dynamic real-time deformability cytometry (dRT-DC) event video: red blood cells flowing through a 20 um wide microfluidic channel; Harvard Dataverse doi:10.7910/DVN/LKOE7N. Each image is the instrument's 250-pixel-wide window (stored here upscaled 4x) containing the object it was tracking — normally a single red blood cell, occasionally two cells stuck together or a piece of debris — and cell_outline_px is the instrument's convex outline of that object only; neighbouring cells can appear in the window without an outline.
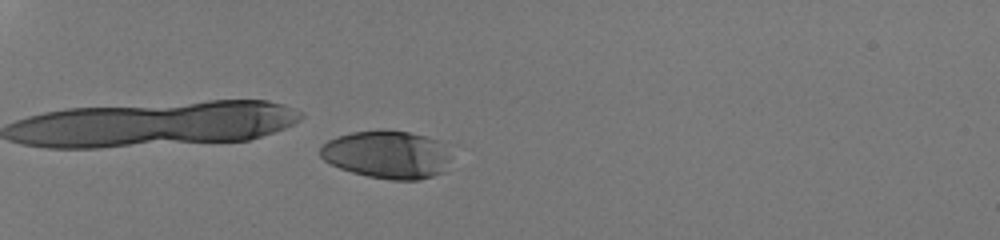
{"species": "human", "species_latin": "Homo sapiens", "temperature_condition": "room temperature", "stored_images_in_passage": 51, "camera_frame_rate_fps": 3000, "um_per_image_px": 0.085, "donor": {"sex": "male"}, "frame": {"image": 1, "passage_image": 20, "time_ms": 6.333, "image_size_px": [1000, 240], "cell_outline_px": [[448, 160], [444, 172], [420, 180], [392, 180], [368, 176], [352, 172], [340, 168], [324, 160], [320, 156], [320, 148], [328, 140], [336, 136], [352, 132], [384, 128], [408, 132], [428, 136], [440, 140], [448, 156]], "centroid_in_image_um": [32.88, 13.12], "position_along_channel_um": 52.1, "area_um2": 36.7}}
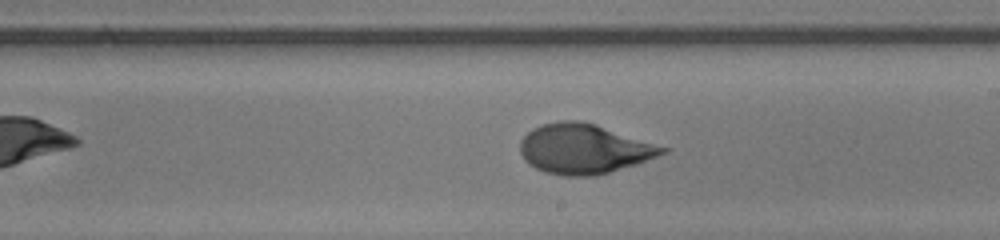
{"frame": {"image": 2, "passage_image": 37, "time_ms": 12.0, "image_size_px": [1000, 240], "cell_outline_px": [[672, 148], [668, 152], [636, 164], [608, 172], [592, 176], [564, 176], [544, 172], [528, 164], [524, 160], [520, 152], [520, 140], [532, 128], [540, 124], [560, 120], [580, 120], [596, 124]], "centroid_in_image_um": [49.65, 12.64], "position_along_channel_um": 239.4, "area_um2": 41.67}}
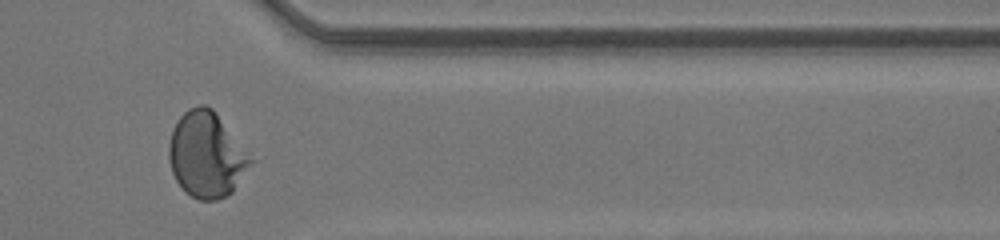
{"frame": {"image": 3, "passage_image": 48, "time_ms": 15.667, "image_size_px": [1000, 240], "cell_outline_px": [[256, 160], [232, 192], [228, 196], [216, 200], [200, 200], [184, 192], [176, 180], [172, 172], [168, 156], [168, 144], [172, 128], [180, 116], [188, 108], [200, 104], [204, 104], [212, 108], [216, 112], [256, 156]], "centroid_in_image_um": [17.62, 13.13], "position_along_channel_um": 393.8, "area_um2": 41.96}, "authors_computed_cell_mechanics": {"area_um2": 39.2462, "velocity_mm_per_s": 4.2678, "shape_relaxation_time_tau1_ms": 5.1712, "shape_relaxation_time_tau2_ms": null, "deformation_change_tau1": 0.2583, "deformation_change_tau2": null}}